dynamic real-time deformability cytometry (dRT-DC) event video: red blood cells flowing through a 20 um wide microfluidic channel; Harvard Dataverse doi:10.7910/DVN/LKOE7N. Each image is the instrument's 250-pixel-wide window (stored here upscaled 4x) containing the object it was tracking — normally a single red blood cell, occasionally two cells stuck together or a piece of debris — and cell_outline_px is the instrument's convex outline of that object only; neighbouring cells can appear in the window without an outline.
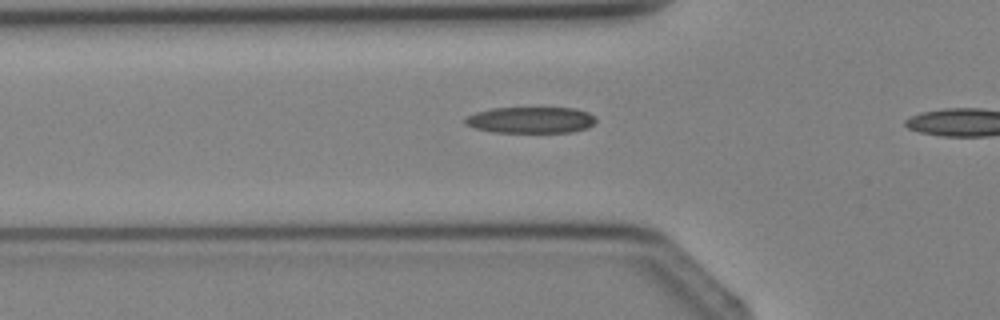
{"species": "Egyptian fruit bat (a non-hibernating species)", "species_latin": "Rousettus aegyptiacus", "temperature_condition": "cold", "stored_images_in_passage": 7, "camera_frame_rate_fps": 3000, "um_per_image_px": 0.085, "animal": {"sex": "female"}, "frame": {"image": 1, "passage_image": 4, "time_ms": 4.333, "image_size_px": [1000, 320], "cell_outline_px": [[596, 120], [588, 128], [572, 132], [492, 132], [476, 128], [464, 124], [464, 116], [476, 112], [492, 108], [576, 108], [588, 112], [596, 116]], "centroid_in_image_um": [45.11, 10.2], "position_along_channel_um": 80.7, "area_um2": 20.17}}